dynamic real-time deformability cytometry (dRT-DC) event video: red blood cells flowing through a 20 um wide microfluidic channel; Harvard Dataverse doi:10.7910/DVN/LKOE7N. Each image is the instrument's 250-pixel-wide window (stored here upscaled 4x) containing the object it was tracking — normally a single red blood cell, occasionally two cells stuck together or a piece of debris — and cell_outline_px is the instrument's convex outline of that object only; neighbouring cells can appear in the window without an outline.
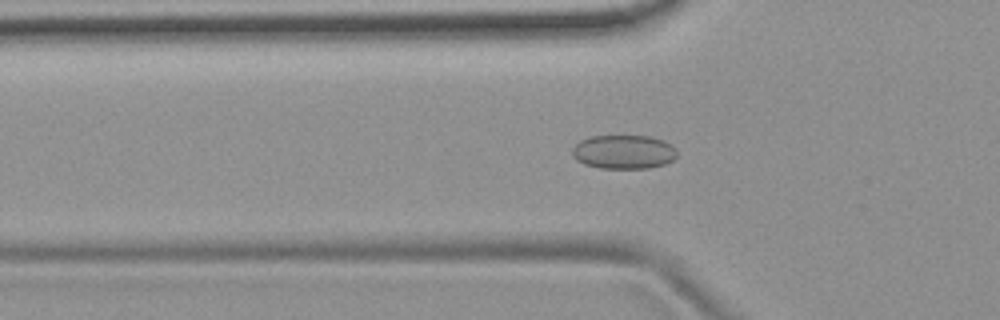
{"species": "common noctule bat (a hibernating species)", "species_latin": "Nyctalus noctula", "temperature_condition": "room temperature", "stored_images_in_passage": 53, "camera_frame_rate_fps": 3000, "um_per_image_px": 0.085, "animal": {"sex": "female", "body_mass_g": 19.9}, "frame": {"image": 1, "passage_image": 17, "time_ms": 5.333, "image_size_px": [1000, 320], "cell_outline_px": [[676, 156], [672, 160], [664, 164], [648, 168], [600, 168], [584, 164], [576, 160], [572, 156], [572, 148], [580, 140], [592, 136], [652, 136], [664, 140], [676, 148]], "centroid_in_image_um": [53.0, 12.91], "position_along_channel_um": 72.8, "area_um2": 20.81}}
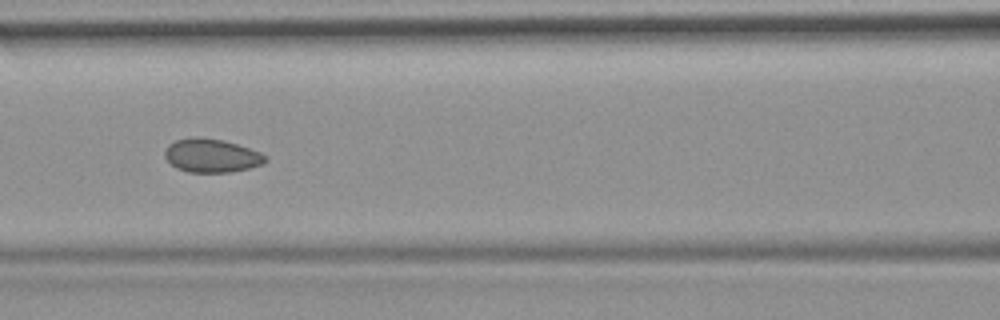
{"frame": {"image": 2, "passage_image": 23, "time_ms": 7.333, "image_size_px": [1000, 320], "cell_outline_px": [[268, 160], [264, 164], [232, 172], [188, 172], [176, 168], [164, 156], [164, 152], [168, 144], [176, 140], [196, 136], [224, 140], [260, 152], [268, 156]], "centroid_in_image_um": [17.99, 13.22], "position_along_channel_um": 148.6, "area_um2": 19.77}}
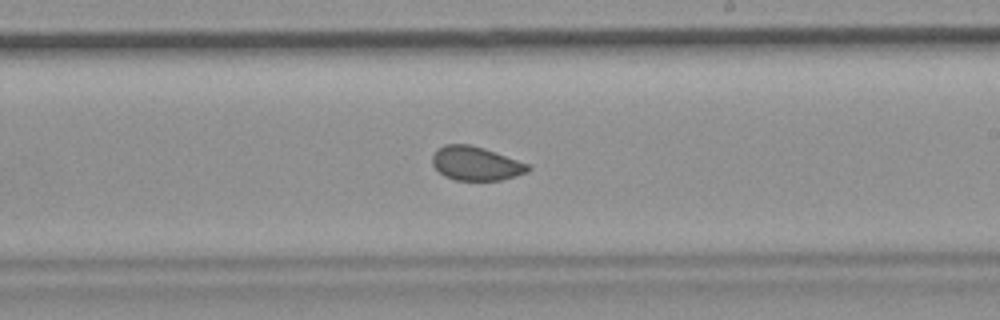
{"frame": {"image": 3, "passage_image": 31, "time_ms": 10.0, "image_size_px": [1000, 320], "cell_outline_px": [[532, 168], [528, 172], [516, 176], [500, 180], [456, 180], [444, 176], [432, 164], [432, 156], [444, 144], [468, 144], [484, 148], [496, 152], [528, 164]], "centroid_in_image_um": [40.47, 13.9], "position_along_channel_um": 248.5, "area_um2": 18.79}, "authors_computed_cell_mechanics": {"area_um2": 20.1144, "velocity_mm_per_s": 3.7645, "shape_relaxation_time_tau1_ms": null, "shape_relaxation_time_tau2_ms": 1.5979, "deformation_change_tau1": null, "deformation_change_tau2": 0.0614}}